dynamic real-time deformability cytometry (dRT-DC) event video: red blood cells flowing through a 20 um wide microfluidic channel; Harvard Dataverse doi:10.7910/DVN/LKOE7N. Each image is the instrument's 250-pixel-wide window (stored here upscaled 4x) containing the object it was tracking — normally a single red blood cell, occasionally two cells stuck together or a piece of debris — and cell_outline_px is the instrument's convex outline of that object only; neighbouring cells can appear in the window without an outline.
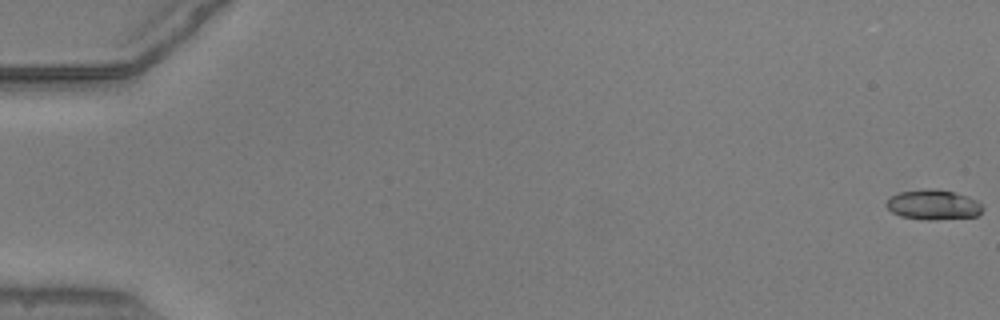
{"species": "common noctule bat (a hibernating species)", "species_latin": "Nyctalus noctula", "temperature_condition": "warm", "stored_images_in_passage": 54, "camera_frame_rate_fps": 3000, "um_per_image_px": 0.085, "animal": {"sex": "male", "body_mass_g": 20.5, "forearm_length_mm": 52.5}, "frame": {"image": 1, "passage_image": 1, "time_ms": 0.0, "image_size_px": [1000, 320], "cell_outline_px": [[984, 208], [976, 216], [936, 220], [928, 220], [900, 216], [892, 212], [884, 204], [892, 196], [900, 192], [924, 188], [932, 188], [952, 192], [968, 196], [976, 200]], "centroid_in_image_um": [79.31, 17.4], "position_along_channel_um": 5.7, "area_um2": 16.76}}
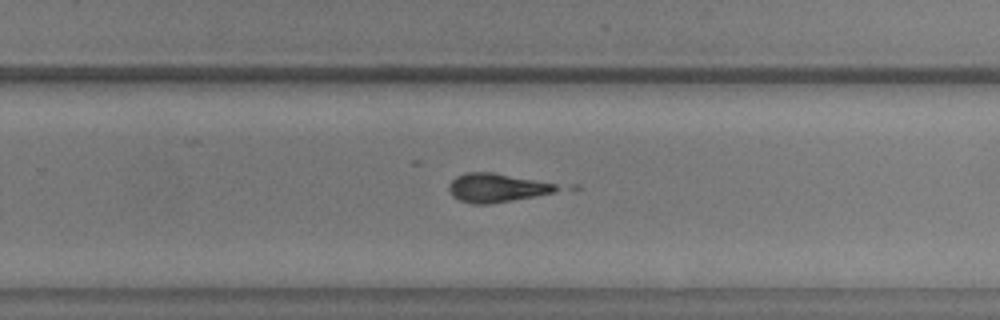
{"frame": {"image": 2, "passage_image": 36, "time_ms": 11.667, "image_size_px": [1000, 320], "cell_outline_px": [[580, 188], [488, 204], [472, 204], [460, 200], [452, 196], [448, 188], [448, 184], [456, 176], [464, 172], [492, 172], [576, 184]], "centroid_in_image_um": [42.61, 15.93], "position_along_channel_um": 287.2, "area_um2": 19.71}}
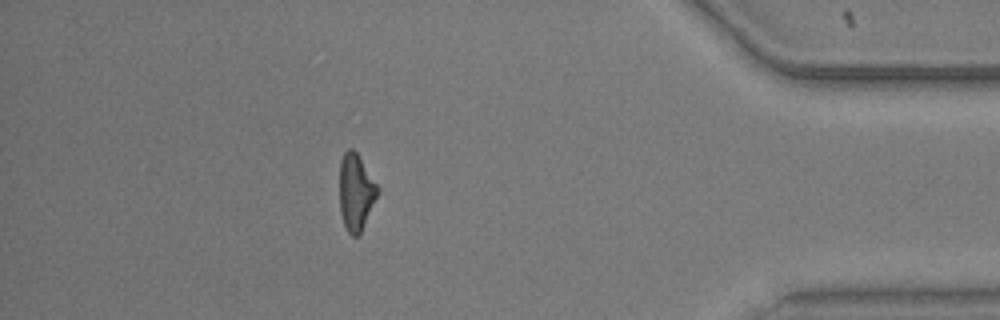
{"frame": {"image": 3, "passage_image": 48, "time_ms": 15.667, "image_size_px": [1000, 320], "cell_outline_px": [[380, 192], [360, 232], [356, 236], [352, 236], [348, 232], [344, 224], [340, 212], [340, 160], [344, 152], [348, 148], [352, 148], [356, 152], [380, 188]], "centroid_in_image_um": [30.26, 16.31], "position_along_channel_um": 404.9, "area_um2": 16.94}, "authors_computed_cell_mechanics": {"area_um2": 17.918, "velocity_mm_per_s": 3.9248, "shape_relaxation_time_tau1_ms": null, "shape_relaxation_time_tau2_ms": 3.0434, "deformation_change_tau1": null, "deformation_change_tau2": 0.1306}}